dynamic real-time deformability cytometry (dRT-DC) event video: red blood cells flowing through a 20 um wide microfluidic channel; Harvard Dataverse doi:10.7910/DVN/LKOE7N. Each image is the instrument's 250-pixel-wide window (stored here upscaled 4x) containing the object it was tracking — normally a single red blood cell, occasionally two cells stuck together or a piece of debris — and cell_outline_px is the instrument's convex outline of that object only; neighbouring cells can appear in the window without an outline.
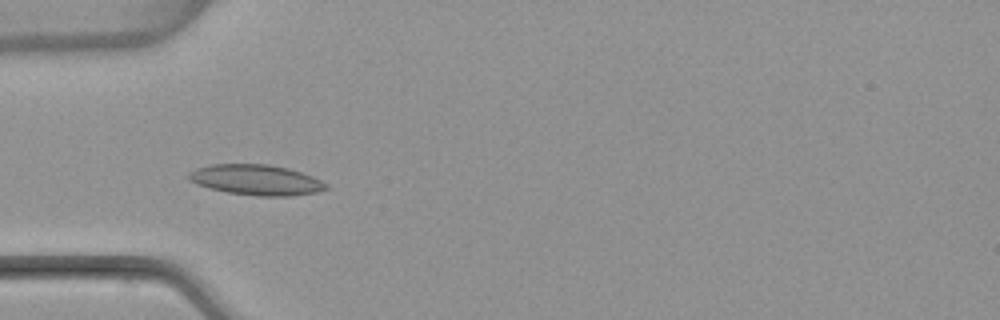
{"species": "common noctule bat (a hibernating species)", "species_latin": "Nyctalus noctula", "temperature_condition": "warm", "stored_images_in_passage": 6, "camera_frame_rate_fps": 3000, "um_per_image_px": 0.085, "animal": {"sex": "female", "body_mass_g": 22.7, "forearm_length_mm": 54.2}, "frame": {"image": 1, "passage_image": 4, "time_ms": 5.0, "image_size_px": [1000, 320], "cell_outline_px": [[328, 188], [316, 192], [292, 196], [256, 196], [228, 192], [196, 184], [188, 180], [184, 176], [188, 172], [196, 168], [208, 164], [268, 164], [288, 168], [312, 176], [328, 184]], "centroid_in_image_um": [21.73, 15.28], "position_along_channel_um": 63.3, "area_um2": 24.51}}
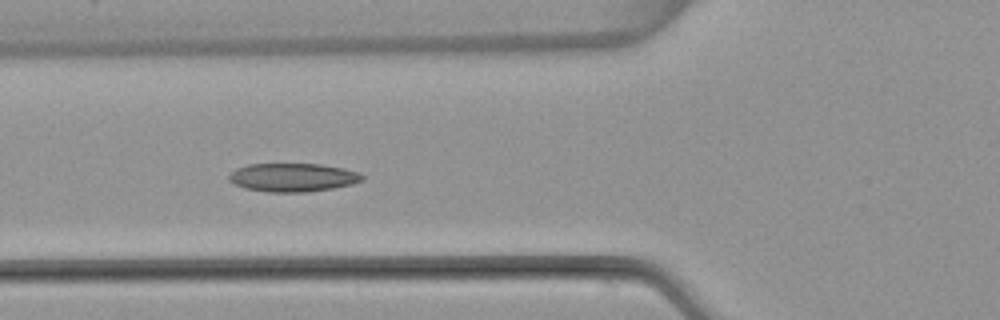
{"frame": {"image": 2, "passage_image": 5, "time_ms": 6.0, "image_size_px": [1000, 320], "cell_outline_px": [[364, 180], [352, 184], [332, 188], [304, 192], [268, 192], [244, 188], [228, 180], [228, 176], [236, 168], [248, 164], [320, 164], [360, 172], [364, 176]], "centroid_in_image_um": [24.88, 15.08], "position_along_channel_um": 100.9, "area_um2": 22.02}}
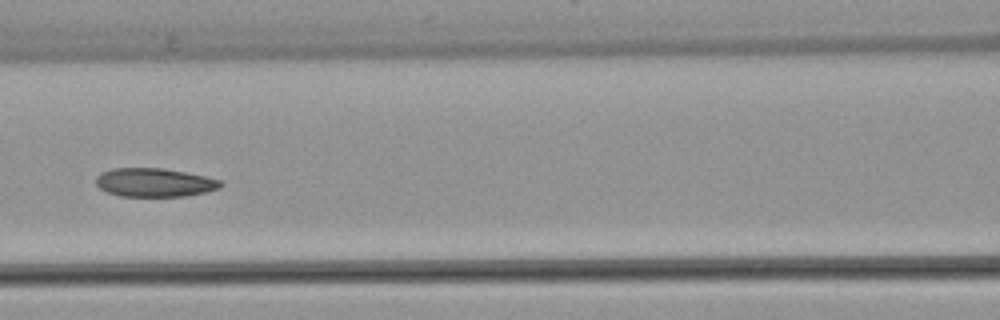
{"frame": {"image": 3, "passage_image": 6, "time_ms": 7.333, "image_size_px": [1000, 320], "cell_outline_px": [[224, 184], [220, 188], [204, 192], [184, 196], [120, 196], [108, 192], [100, 188], [96, 184], [96, 176], [100, 172], [112, 168], [164, 168], [204, 176], [220, 180]], "centroid_in_image_um": [13.11, 15.5], "position_along_channel_um": 153.5, "area_um2": 20.75}}